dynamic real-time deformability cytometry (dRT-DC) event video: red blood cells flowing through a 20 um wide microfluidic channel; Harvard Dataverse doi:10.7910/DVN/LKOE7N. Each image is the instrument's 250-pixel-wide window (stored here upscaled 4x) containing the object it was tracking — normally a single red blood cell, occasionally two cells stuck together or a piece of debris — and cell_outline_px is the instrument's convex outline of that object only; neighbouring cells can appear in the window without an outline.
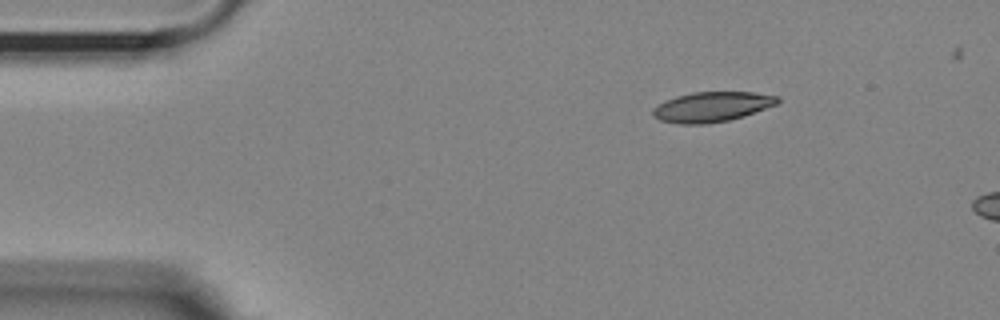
{"species": "Egyptian fruit bat (a non-hibernating species)", "species_latin": "Rousettus aegyptiacus", "temperature_condition": "room temperature", "stored_images_in_passage": 9, "camera_frame_rate_fps": 3000, "um_per_image_px": 0.085, "animal": {"sex": "female"}, "frame": {"image": 1, "passage_image": 1, "time_ms": 0.0, "image_size_px": [1000, 320], "cell_outline_px": [[780, 100], [776, 104], [744, 116], [728, 120], [704, 124], [680, 124], [660, 120], [652, 116], [652, 108], [676, 96], [692, 92], [752, 92], [780, 96]], "centroid_in_image_um": [60.51, 9.08], "position_along_channel_um": 24.5, "area_um2": 21.68}}